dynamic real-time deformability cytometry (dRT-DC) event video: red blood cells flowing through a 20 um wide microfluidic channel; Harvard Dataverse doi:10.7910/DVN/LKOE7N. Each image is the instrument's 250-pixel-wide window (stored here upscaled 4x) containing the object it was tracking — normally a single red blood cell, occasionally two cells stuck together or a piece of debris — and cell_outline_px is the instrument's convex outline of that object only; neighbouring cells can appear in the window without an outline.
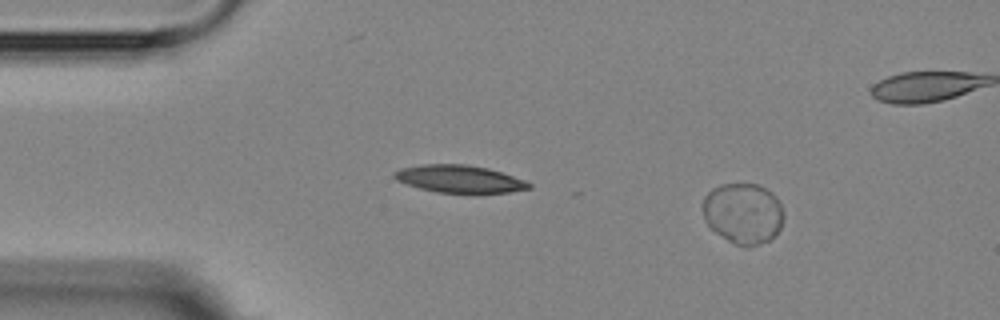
{"species": "Egyptian fruit bat (a non-hibernating species)", "species_latin": "Rousettus aegyptiacus", "temperature_condition": "room temperature", "stored_images_in_passage": 17, "camera_frame_rate_fps": 3000, "um_per_image_px": 0.085, "animal": {"sex": "female"}, "frame": {"image": 1, "passage_image": 3, "time_ms": 3.667, "image_size_px": [1000, 320], "cell_outline_px": [[784, 216], [780, 228], [776, 236], [760, 244], [736, 244], [728, 240], [716, 232], [708, 224], [704, 216], [704, 196], [712, 188], [720, 184], [756, 184], [772, 192], [776, 196], [784, 212]], "centroid_in_image_um": [63.19, 18.1], "position_along_channel_um": 21.8, "area_um2": 28.32}}
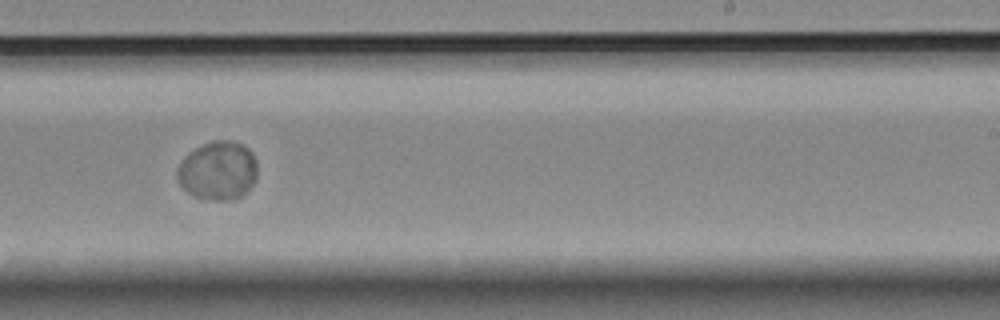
{"frame": {"image": 2, "passage_image": 10, "time_ms": 12.667, "image_size_px": [1000, 320], "cell_outline_px": [[256, 180], [236, 200], [212, 200], [196, 196], [188, 192], [180, 184], [176, 176], [176, 168], [184, 156], [188, 152], [212, 140], [232, 140], [248, 148], [252, 152], [256, 160]], "centroid_in_image_um": [18.51, 14.49], "position_along_channel_um": 270.5, "area_um2": 27.46}}
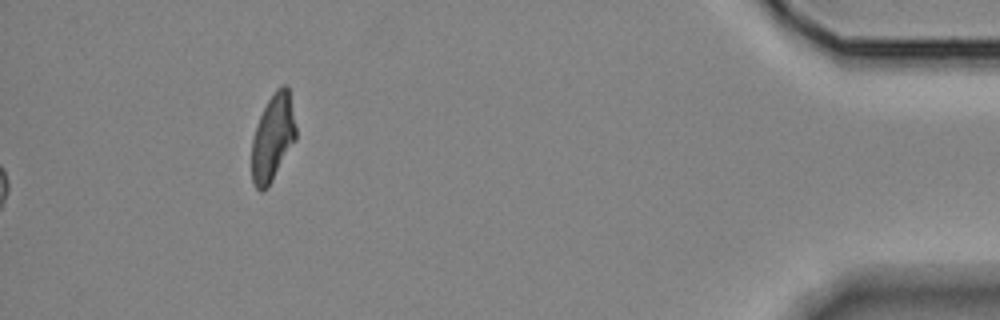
{"frame": {"image": 3, "passage_image": 16, "time_ms": 20.333, "image_size_px": [1000, 320], "cell_outline_px": [[296, 140], [268, 188], [264, 192], [260, 192], [256, 188], [252, 180], [252, 140], [260, 116], [268, 100], [276, 88], [280, 84], [288, 84], [296, 128]], "centroid_in_image_um": [23.2, 11.71], "position_along_channel_um": 412.0, "area_um2": 22.48}, "authors_computed_cell_mechanics": {"area_um2": 27.2816, "velocity_mm_per_s": 3.5818, "shape_relaxation_time_tau1_ms": 0.9075, "shape_relaxation_time_tau2_ms": null, "deformation_change_tau1": 0.0125, "deformation_change_tau2": null}}